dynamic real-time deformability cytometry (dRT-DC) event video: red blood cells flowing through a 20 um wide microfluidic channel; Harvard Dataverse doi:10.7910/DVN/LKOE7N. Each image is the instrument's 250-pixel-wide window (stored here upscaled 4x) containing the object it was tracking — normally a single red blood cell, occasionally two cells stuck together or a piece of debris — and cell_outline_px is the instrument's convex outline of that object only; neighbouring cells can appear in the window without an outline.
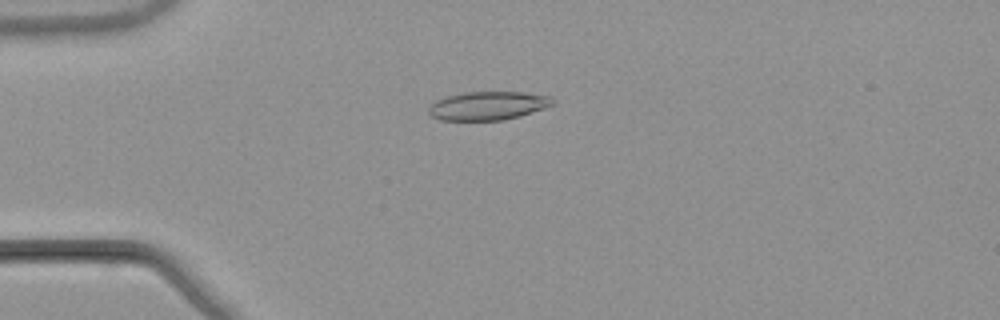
{"species": "common noctule bat (a hibernating species)", "species_latin": "Nyctalus noctula", "temperature_condition": "warm", "stored_images_in_passage": 53, "camera_frame_rate_fps": 3000, "um_per_image_px": 0.085, "animal": {"sex": "male", "body_mass_g": 21.5, "forearm_length_mm": 52.0}, "frame": {"image": 1, "passage_image": 14, "time_ms": 4.333, "image_size_px": [1000, 320], "cell_outline_px": [[556, 100], [552, 104], [544, 108], [520, 116], [504, 120], [440, 120], [432, 116], [428, 112], [428, 108], [436, 100], [448, 96], [464, 92], [524, 92], [548, 96]], "centroid_in_image_um": [41.47, 8.99], "position_along_channel_um": 43.5, "area_um2": 20.52}}
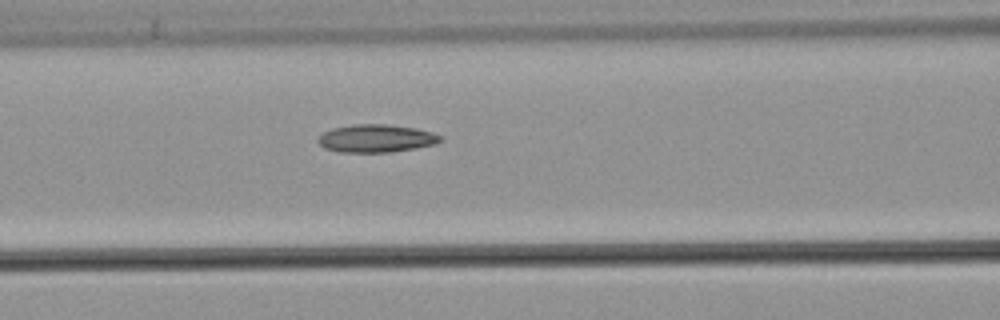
{"frame": {"image": 2, "passage_image": 23, "time_ms": 7.333, "image_size_px": [1000, 320], "cell_outline_px": [[444, 140], [436, 144], [416, 148], [392, 152], [336, 152], [324, 148], [316, 140], [324, 132], [332, 128], [352, 124], [388, 124], [416, 128], [432, 132], [444, 136]], "centroid_in_image_um": [32.01, 11.76], "position_along_channel_um": 134.6, "area_um2": 20.17}}
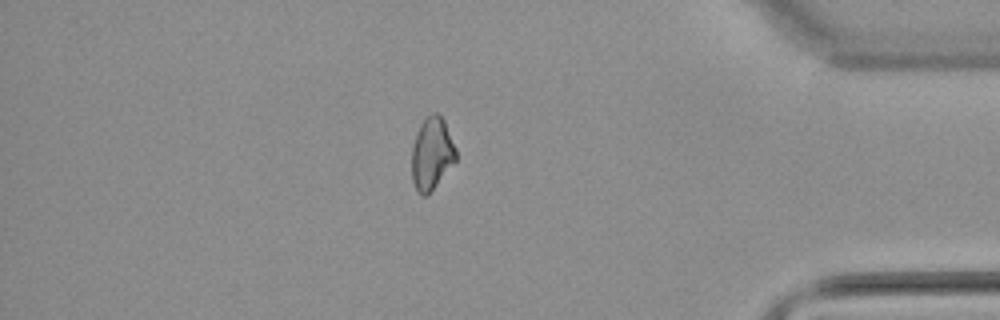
{"frame": {"image": 3, "passage_image": 46, "time_ms": 15.0, "image_size_px": [1000, 320], "cell_outline_px": [[456, 160], [428, 196], [420, 196], [416, 192], [412, 180], [412, 144], [420, 124], [432, 112], [436, 112], [444, 120], [456, 148]], "centroid_in_image_um": [36.69, 13.1], "position_along_channel_um": 398.5, "area_um2": 18.79}}